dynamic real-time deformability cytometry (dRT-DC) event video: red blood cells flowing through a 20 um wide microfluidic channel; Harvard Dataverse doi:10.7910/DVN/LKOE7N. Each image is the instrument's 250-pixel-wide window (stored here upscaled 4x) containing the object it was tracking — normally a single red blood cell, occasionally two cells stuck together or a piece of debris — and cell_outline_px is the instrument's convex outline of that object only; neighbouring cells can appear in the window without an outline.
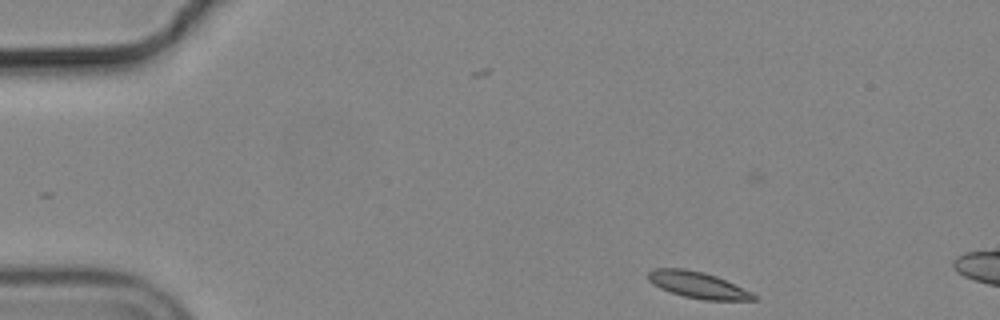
{"species": "common noctule bat (a hibernating species)", "species_latin": "Nyctalus noctula", "temperature_condition": "cold", "stored_images_in_passage": 8, "camera_frame_rate_fps": 3000, "um_per_image_px": 0.085, "animal": {"sex": "male", "body_mass_g": 19.2, "forearm_length_mm": 51.8}, "frame": {"image": 1, "passage_image": 2, "time_ms": 0.333, "image_size_px": [1000, 320], "cell_outline_px": [[756, 300], [704, 300], [684, 296], [660, 288], [652, 284], [648, 280], [648, 272], [652, 268], [684, 268], [704, 272], [716, 276], [752, 292], [756, 296]], "centroid_in_image_um": [59.29, 24.21], "position_along_channel_um": 25.7, "area_um2": 16.18}}